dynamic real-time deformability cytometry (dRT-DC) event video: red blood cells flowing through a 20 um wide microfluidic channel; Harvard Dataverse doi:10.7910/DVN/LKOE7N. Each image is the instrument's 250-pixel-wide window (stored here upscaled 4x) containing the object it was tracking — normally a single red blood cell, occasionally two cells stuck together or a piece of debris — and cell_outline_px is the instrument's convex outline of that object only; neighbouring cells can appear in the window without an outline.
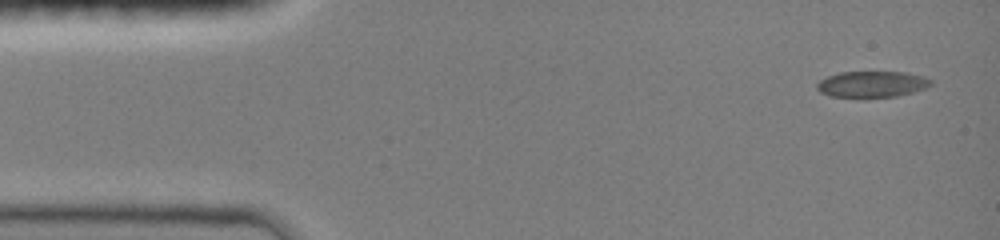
{"species": "common noctule bat (a hibernating species)", "species_latin": "Nyctalus noctula", "temperature_condition": "room temperature", "stored_images_in_passage": 8, "camera_frame_rate_fps": 3000, "um_per_image_px": 0.085, "animal": {"sex": "female", "body_mass_g": 19.0, "forearm_length_mm": 51.5}, "frame": {"image": 1, "passage_image": 1, "time_ms": 0.0, "image_size_px": [1000, 240], "cell_outline_px": [[932, 84], [924, 88], [912, 92], [896, 96], [832, 96], [820, 92], [816, 88], [816, 84], [820, 80], [828, 76], [840, 72], [908, 72], [924, 76], [932, 80]], "centroid_in_image_um": [74.13, 7.13], "position_along_channel_um": 10.9, "area_um2": 17.05}}
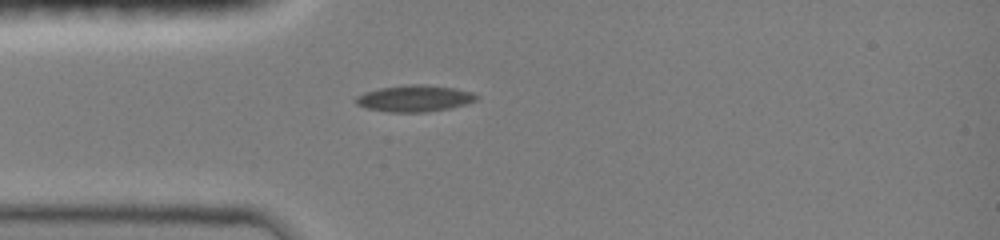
{"frame": {"image": 2, "passage_image": 6, "time_ms": 3.333, "image_size_px": [1000, 240], "cell_outline_px": [[480, 96], [476, 100], [452, 108], [424, 112], [388, 112], [368, 108], [356, 104], [352, 100], [356, 96], [364, 92], [380, 88], [412, 84], [420, 84], [452, 88], [472, 92]], "centroid_in_image_um": [35.21, 8.37], "position_along_channel_um": 49.8, "area_um2": 18.55}}
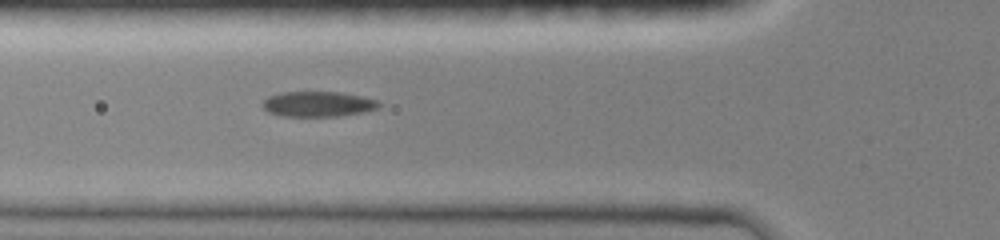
{"frame": {"image": 3, "passage_image": 8, "time_ms": 4.667, "image_size_px": [1000, 240], "cell_outline_px": [[380, 104], [376, 108], [360, 112], [340, 116], [280, 116], [268, 112], [260, 104], [268, 96], [280, 92], [340, 92], [360, 96], [376, 100]], "centroid_in_image_um": [26.94, 8.84], "position_along_channel_um": 98.9, "area_um2": 16.99}}